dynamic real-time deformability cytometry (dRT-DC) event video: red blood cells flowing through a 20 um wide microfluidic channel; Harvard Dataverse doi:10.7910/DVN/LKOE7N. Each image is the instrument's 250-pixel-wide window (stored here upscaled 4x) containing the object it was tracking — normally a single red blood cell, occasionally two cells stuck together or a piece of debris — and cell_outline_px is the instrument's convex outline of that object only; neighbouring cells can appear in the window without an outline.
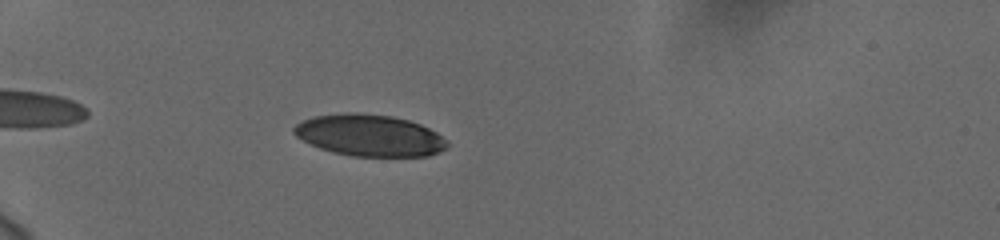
{"species": "human", "species_latin": "Homo sapiens", "temperature_condition": "cold", "stored_images_in_passage": 44, "camera_frame_rate_fps": 3000, "um_per_image_px": 0.085, "donor": {"sex": "female"}, "frame": {"image": 1, "passage_image": 6, "time_ms": 1.667, "image_size_px": [1000, 240], "cell_outline_px": [[448, 144], [440, 152], [428, 156], [352, 156], [332, 152], [320, 148], [296, 136], [292, 132], [292, 128], [296, 124], [304, 120], [316, 116], [356, 112], [392, 116], [408, 120], [420, 124], [436, 132]], "centroid_in_image_um": [31.4, 11.51], "position_along_channel_um": 53.6, "area_um2": 36.82}}
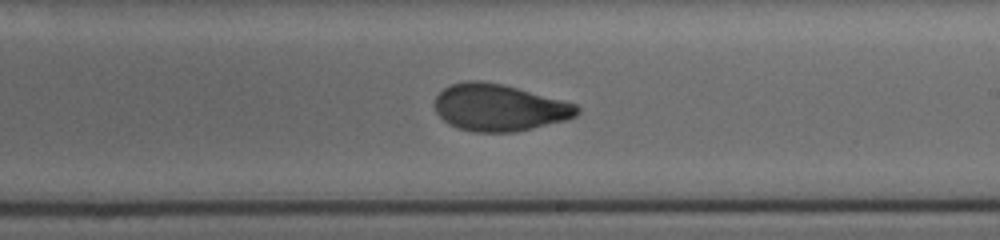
{"frame": {"image": 2, "passage_image": 24, "time_ms": 7.667, "image_size_px": [1000, 240], "cell_outline_px": [[580, 112], [576, 116], [568, 120], [516, 132], [472, 132], [456, 128], [448, 124], [436, 112], [432, 104], [436, 96], [444, 88], [452, 84], [468, 80], [480, 80], [504, 84], [576, 104], [580, 108]], "centroid_in_image_um": [42.41, 9.15], "position_along_channel_um": 246.6, "area_um2": 39.3}}
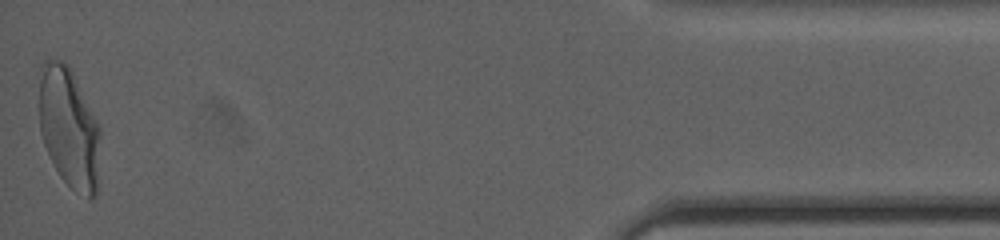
{"frame": {"image": 3, "passage_image": 44, "time_ms": 14.333, "image_size_px": [1000, 240], "cell_outline_px": [[100, 136], [96, 196], [92, 200], [88, 200], [72, 188], [60, 176], [44, 144], [40, 132], [40, 64], [44, 60], [60, 60], [68, 64], [100, 128]], "centroid_in_image_um": [5.86, 10.88], "position_along_channel_um": 429.3, "area_um2": 42.48}, "authors_computed_cell_mechanics": {"area_um2": 39.2751, "velocity_mm_per_s": 3.7455, "shape_relaxation_time_tau1_ms": 6.6461, "shape_relaxation_time_tau2_ms": 0.8999, "deformation_change_tau1": 0.195, "deformation_change_tau2": 0.0596}}